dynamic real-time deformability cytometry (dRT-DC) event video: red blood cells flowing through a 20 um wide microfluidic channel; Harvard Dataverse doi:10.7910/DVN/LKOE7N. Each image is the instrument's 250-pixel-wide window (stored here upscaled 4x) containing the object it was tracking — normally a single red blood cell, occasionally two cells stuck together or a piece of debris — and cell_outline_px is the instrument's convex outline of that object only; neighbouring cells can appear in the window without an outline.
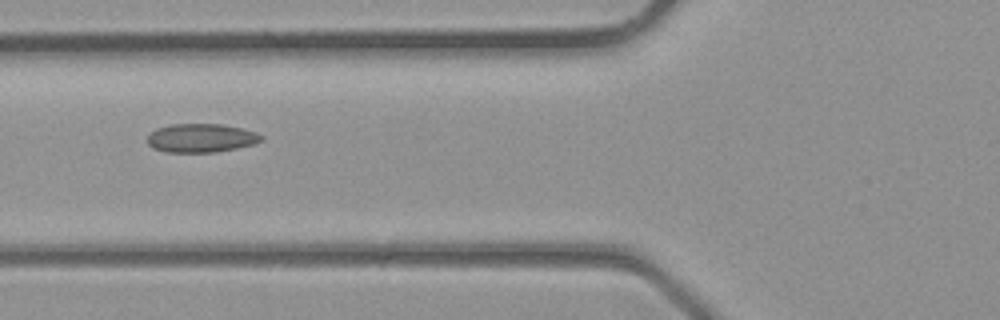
{"species": "common noctule bat (a hibernating species)", "species_latin": "Nyctalus noctula", "temperature_condition": "room temperature", "stored_images_in_passage": 5, "camera_frame_rate_fps": 3000, "um_per_image_px": 0.085, "animal": {"sex": "male", "body_mass_g": 23.1, "forearm_length_mm": 52.7}, "frame": {"image": 1, "passage_image": 5, "time_ms": 1.333, "image_size_px": [1000, 320], "cell_outline_px": [[264, 140], [252, 144], [236, 148], [216, 152], [164, 152], [152, 148], [148, 144], [148, 136], [156, 128], [172, 124], [220, 124], [240, 128], [256, 132], [264, 136]], "centroid_in_image_um": [17.09, 11.73], "position_along_channel_um": 108.7, "area_um2": 19.02}}